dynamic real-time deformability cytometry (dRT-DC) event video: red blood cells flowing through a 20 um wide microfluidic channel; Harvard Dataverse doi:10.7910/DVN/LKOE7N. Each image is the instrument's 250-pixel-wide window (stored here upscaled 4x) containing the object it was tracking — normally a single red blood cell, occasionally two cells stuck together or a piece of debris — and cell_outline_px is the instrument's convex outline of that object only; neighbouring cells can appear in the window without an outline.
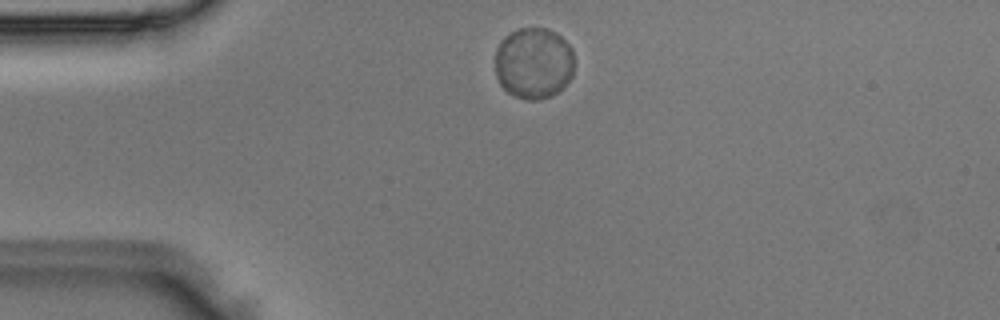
{"species": "Egyptian fruit bat (a non-hibernating species)", "species_latin": "Rousettus aegyptiacus", "temperature_condition": "room temperature", "stored_images_in_passage": 2, "camera_frame_rate_fps": 3000, "um_per_image_px": 0.085, "animal": {"sex": "male"}, "frame": {"image": 1, "passage_image": 1, "time_ms": 0.0, "image_size_px": [1000, 320], "cell_outline_px": [[572, 76], [552, 96], [540, 100], [524, 100], [508, 92], [500, 84], [496, 76], [496, 48], [500, 40], [504, 36], [520, 28], [548, 28], [556, 32], [572, 48]], "centroid_in_image_um": [45.34, 5.36], "position_along_channel_um": 39.7, "area_um2": 32.89}}